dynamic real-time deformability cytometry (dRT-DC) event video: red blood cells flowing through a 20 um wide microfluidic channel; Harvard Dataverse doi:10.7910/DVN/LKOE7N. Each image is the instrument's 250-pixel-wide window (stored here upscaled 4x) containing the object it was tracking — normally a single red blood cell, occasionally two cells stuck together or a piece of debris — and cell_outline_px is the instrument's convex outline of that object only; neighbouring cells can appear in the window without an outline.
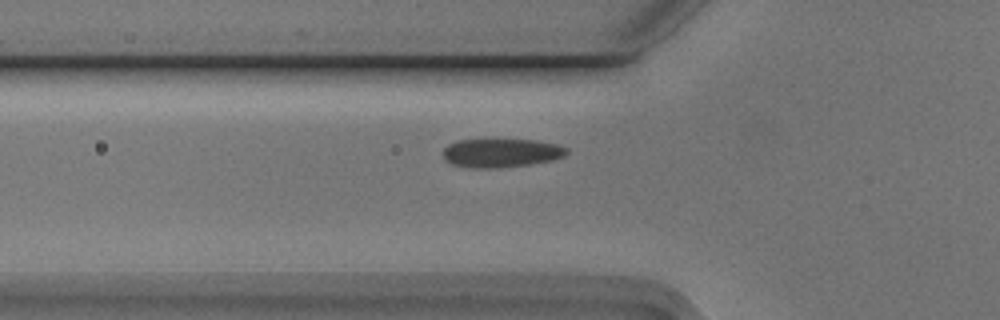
{"species": "Egyptian fruit bat (a non-hibernating species)", "species_latin": "Rousettus aegyptiacus", "temperature_condition": "cold", "stored_images_in_passage": 40, "camera_frame_rate_fps": 3000, "um_per_image_px": 0.085, "animal": {"sex": "male"}, "frame": {"image": 1, "passage_image": 7, "time_ms": 2.0, "image_size_px": [1000, 320], "cell_outline_px": [[568, 152], [564, 156], [552, 160], [528, 164], [496, 168], [476, 168], [452, 164], [444, 156], [444, 148], [448, 144], [460, 140], [484, 136], [536, 140], [556, 144], [568, 148]], "centroid_in_image_um": [42.59, 12.93], "position_along_channel_um": 83.2, "area_um2": 21.44}}
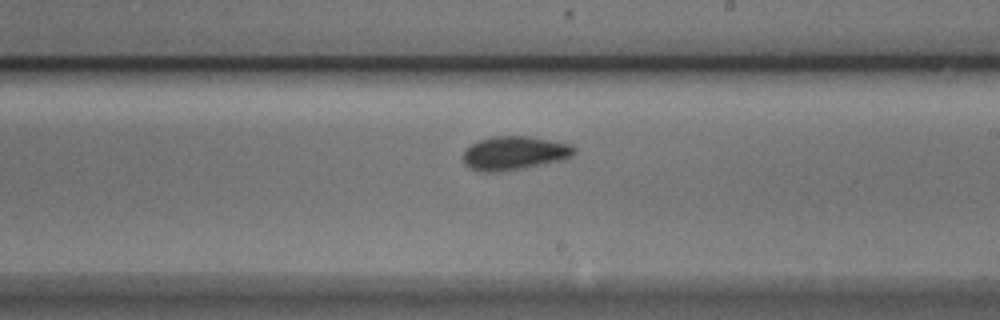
{"frame": {"image": 2, "passage_image": 20, "time_ms": 6.333, "image_size_px": [1000, 320], "cell_outline_px": [[576, 152], [572, 156], [564, 160], [524, 168], [496, 172], [476, 172], [464, 164], [460, 156], [464, 148], [480, 140], [492, 136], [528, 136], [572, 144], [576, 148]], "centroid_in_image_um": [43.69, 13.02], "position_along_channel_um": 245.3, "area_um2": 22.31}}
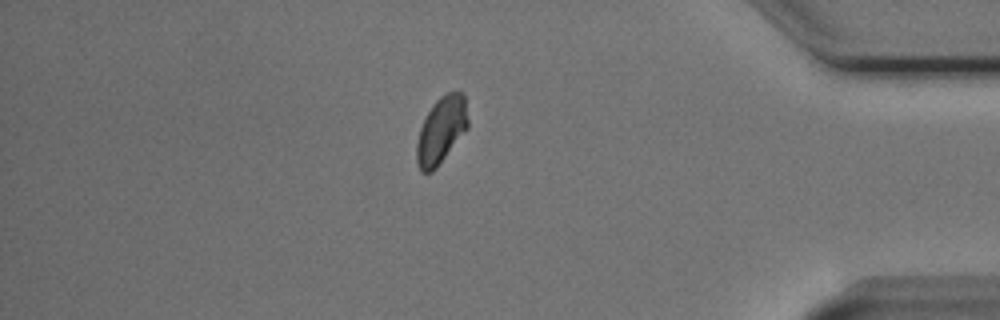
{"frame": {"image": 3, "passage_image": 35, "time_ms": 11.333, "image_size_px": [1000, 320], "cell_outline_px": [[468, 128], [436, 168], [432, 172], [420, 172], [416, 160], [416, 144], [420, 128], [432, 104], [440, 96], [448, 92], [460, 92], [464, 96], [468, 120]], "centroid_in_image_um": [37.49, 11.08], "position_along_channel_um": 397.7, "area_um2": 19.83}, "authors_computed_cell_mechanics": {"area_um2": 20.519, "velocity_mm_per_s": 3.7424, "shape_relaxation_time_tau1_ms": 2.4546, "shape_relaxation_time_tau2_ms": 3.9097, "deformation_change_tau1": 0.0748, "deformation_change_tau2": 0.0486}}